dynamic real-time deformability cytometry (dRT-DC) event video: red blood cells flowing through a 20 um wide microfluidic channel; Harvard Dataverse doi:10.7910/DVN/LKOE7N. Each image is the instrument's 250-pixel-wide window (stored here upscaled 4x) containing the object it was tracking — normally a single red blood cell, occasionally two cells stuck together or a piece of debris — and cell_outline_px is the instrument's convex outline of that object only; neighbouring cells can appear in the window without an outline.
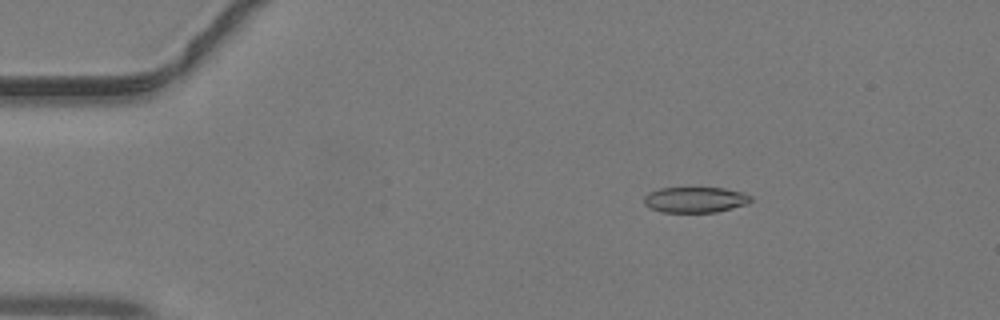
{"species": "common noctule bat (a hibernating species)", "species_latin": "Nyctalus noctula", "temperature_condition": "warm", "stored_images_in_passage": 45, "camera_frame_rate_fps": 3000, "um_per_image_px": 0.085, "animal": {"sex": "male", "body_mass_g": 19.2, "forearm_length_mm": 51.8}, "frame": {"image": 1, "passage_image": 8, "time_ms": 2.333, "image_size_px": [1000, 320], "cell_outline_px": [[752, 200], [748, 204], [716, 212], [660, 212], [644, 204], [644, 196], [648, 192], [660, 188], [724, 188], [744, 192], [752, 196]], "centroid_in_image_um": [59.11, 16.97], "position_along_channel_um": 25.9, "area_um2": 16.07}}
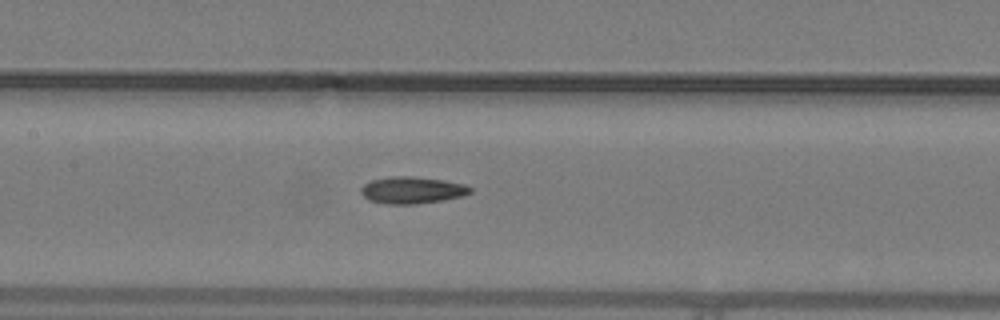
{"frame": {"image": 2, "passage_image": 22, "time_ms": 7.0, "image_size_px": [1000, 320], "cell_outline_px": [[472, 192], [464, 196], [416, 204], [388, 204], [368, 200], [360, 192], [360, 188], [364, 184], [372, 180], [388, 176], [412, 176], [444, 180], [464, 184], [472, 188]], "centroid_in_image_um": [35.02, 16.15], "position_along_channel_um": 172.4, "area_um2": 17.17}}
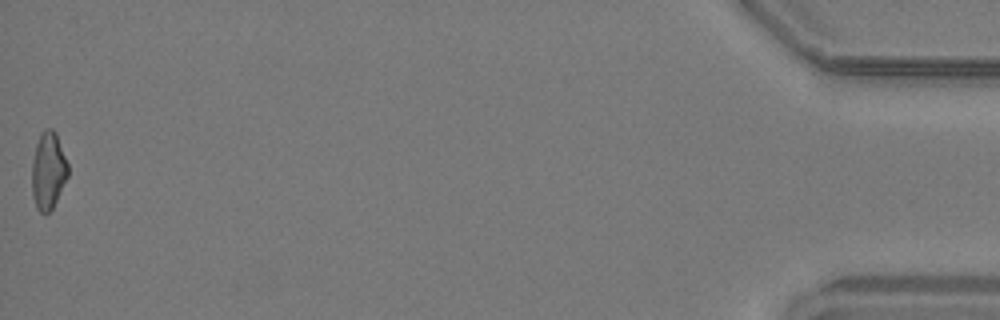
{"frame": {"image": 3, "passage_image": 45, "time_ms": 14.667, "image_size_px": [1000, 320], "cell_outline_px": [[68, 176], [52, 208], [48, 212], [40, 212], [36, 208], [32, 196], [32, 160], [36, 144], [40, 132], [44, 128], [52, 128], [56, 132], [68, 164]], "centroid_in_image_um": [4.09, 14.47], "position_along_channel_um": 431.1, "area_um2": 16.3}}